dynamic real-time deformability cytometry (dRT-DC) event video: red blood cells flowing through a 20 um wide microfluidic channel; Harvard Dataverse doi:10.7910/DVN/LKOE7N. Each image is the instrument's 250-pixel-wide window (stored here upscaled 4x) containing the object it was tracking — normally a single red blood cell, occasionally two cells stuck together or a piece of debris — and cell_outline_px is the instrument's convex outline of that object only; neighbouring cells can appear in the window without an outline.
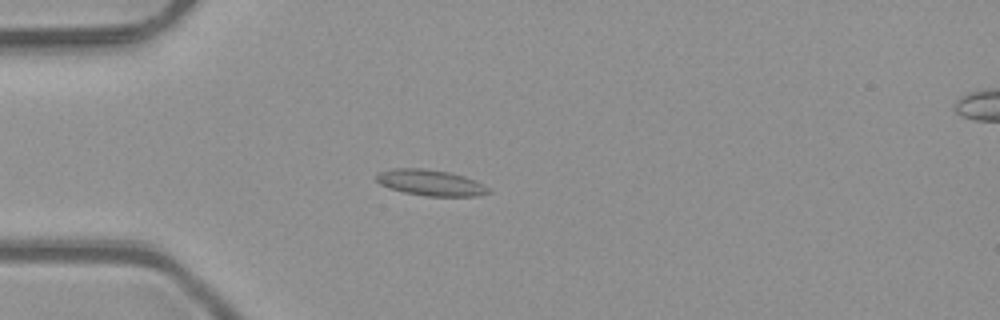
{"species": "common noctule bat (a hibernating species)", "species_latin": "Nyctalus noctula", "temperature_condition": "room temperature", "stored_images_in_passage": 51, "camera_frame_rate_fps": 3000, "um_per_image_px": 0.085, "animal": {"sex": "male", "body_mass_g": 23.1, "forearm_length_mm": 52.7}, "frame": {"image": 1, "passage_image": 14, "time_ms": 4.333, "image_size_px": [1000, 320], "cell_outline_px": [[492, 192], [476, 196], [424, 196], [404, 192], [388, 188], [380, 184], [376, 180], [376, 176], [380, 172], [392, 168], [420, 168], [448, 172], [464, 176], [488, 188]], "centroid_in_image_um": [36.55, 15.53], "position_along_channel_um": 48.5, "area_um2": 16.76}}
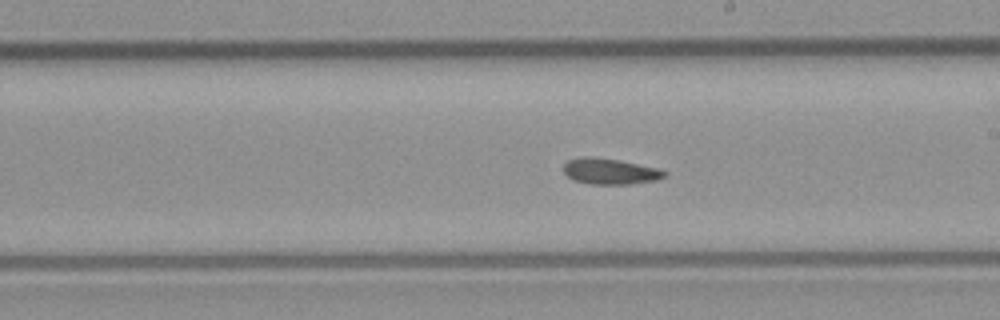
{"frame": {"image": 2, "passage_image": 29, "time_ms": 9.333, "image_size_px": [1000, 320], "cell_outline_px": [[668, 172], [664, 176], [656, 180], [632, 184], [592, 184], [572, 180], [564, 172], [564, 164], [568, 160], [580, 156], [592, 156], [620, 160], [656, 168]], "centroid_in_image_um": [51.82, 14.56], "position_along_channel_um": 237.2, "area_um2": 15.26}}
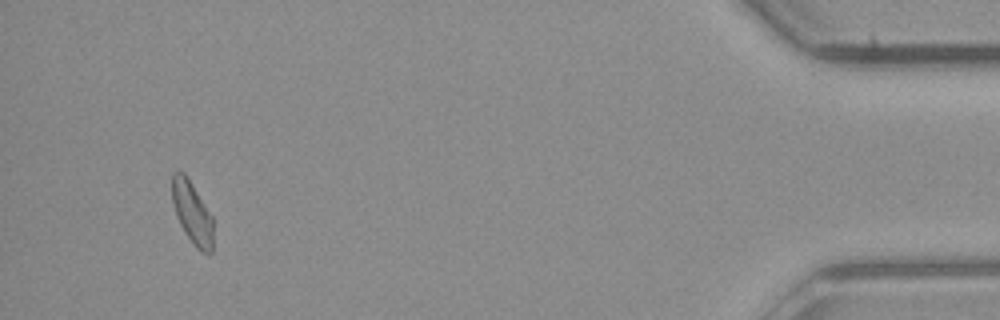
{"frame": {"image": 3, "passage_image": 48, "time_ms": 15.667, "image_size_px": [1000, 320], "cell_outline_px": [[212, 252], [200, 252], [192, 244], [184, 232], [176, 216], [172, 200], [172, 172], [184, 172], [212, 216]], "centroid_in_image_um": [16.31, 18.1], "position_along_channel_um": 418.9, "area_um2": 14.74}, "authors_computed_cell_mechanics": {"area_um2": 15.4326, "velocity_mm_per_s": 4.0745, "shape_relaxation_time_tau1_ms": null, "shape_relaxation_time_tau2_ms": 4.2371, "deformation_change_tau1": null, "deformation_change_tau2": 0.1069}}